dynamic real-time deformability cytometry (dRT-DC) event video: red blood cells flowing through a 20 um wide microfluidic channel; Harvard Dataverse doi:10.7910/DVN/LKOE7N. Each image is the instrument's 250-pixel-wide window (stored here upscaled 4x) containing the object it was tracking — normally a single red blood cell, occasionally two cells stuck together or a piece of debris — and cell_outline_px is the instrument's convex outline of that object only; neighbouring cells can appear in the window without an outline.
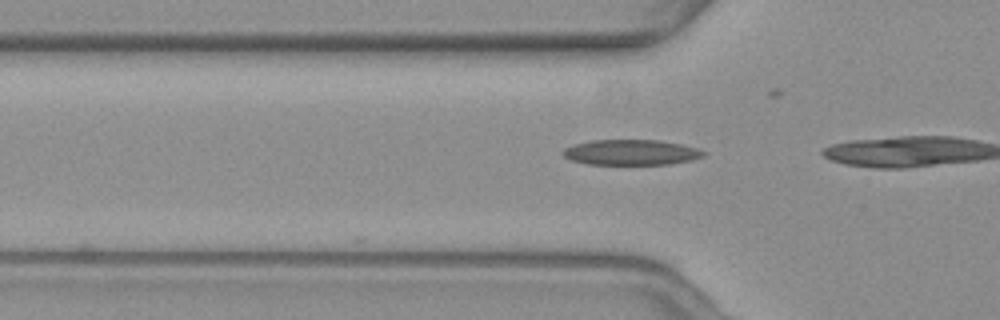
{"species": "common noctule bat (a hibernating species)", "species_latin": "Nyctalus noctula", "temperature_condition": "warm", "stored_images_in_passage": 7, "camera_frame_rate_fps": 3000, "um_per_image_px": 0.085, "animal": {"sex": "female", "body_mass_g": 19.3, "forearm_length_mm": 54.1}, "frame": {"image": 1, "passage_image": 4, "time_ms": 1.0, "image_size_px": [1000, 320], "cell_outline_px": [[708, 152], [704, 156], [692, 160], [668, 164], [588, 164], [572, 160], [564, 156], [560, 152], [564, 148], [572, 144], [592, 140], [660, 140], [700, 148]], "centroid_in_image_um": [53.66, 12.94], "position_along_channel_um": 72.1, "area_um2": 20.98}}